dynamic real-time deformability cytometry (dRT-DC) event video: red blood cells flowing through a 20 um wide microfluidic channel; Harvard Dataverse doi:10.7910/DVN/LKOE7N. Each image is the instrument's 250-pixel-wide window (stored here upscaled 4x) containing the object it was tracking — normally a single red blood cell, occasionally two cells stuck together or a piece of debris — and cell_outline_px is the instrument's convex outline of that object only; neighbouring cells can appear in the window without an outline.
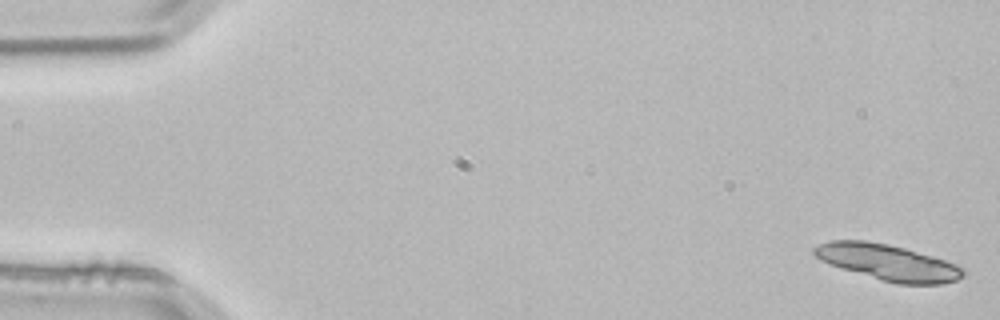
{"species": "common noctule bat (a hibernating species)", "species_latin": "Nyctalus noctula", "temperature_condition": "room temperature", "stored_images_in_passage": 4, "segment_of_instrument_passage": [1, 2], "camera_frame_rate_fps": 3000, "um_per_image_px": 0.085, "animal": {"sex": "male", "body_mass_g": 21.5, "forearm_length_mm": 52.0}, "frame": {"image": 1, "passage_image": 1, "time_ms": 0.0, "image_size_px": [1000, 320], "cell_outline_px": [[968, 272], [964, 276], [956, 280], [944, 284], [896, 284], [880, 280], [840, 268], [828, 264], [820, 260], [812, 252], [812, 248], [820, 244], [832, 240], [864, 240], [904, 248], [932, 256], [956, 264], [964, 268]], "centroid_in_image_um": [75.48, 22.32], "position_along_channel_um": 9.5, "area_um2": 31.27}}